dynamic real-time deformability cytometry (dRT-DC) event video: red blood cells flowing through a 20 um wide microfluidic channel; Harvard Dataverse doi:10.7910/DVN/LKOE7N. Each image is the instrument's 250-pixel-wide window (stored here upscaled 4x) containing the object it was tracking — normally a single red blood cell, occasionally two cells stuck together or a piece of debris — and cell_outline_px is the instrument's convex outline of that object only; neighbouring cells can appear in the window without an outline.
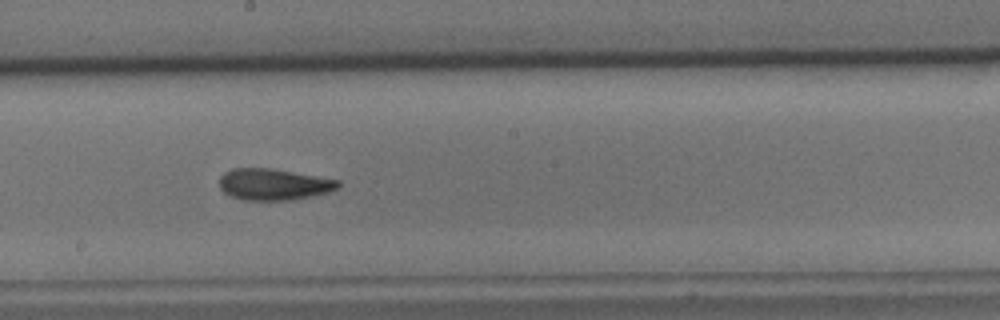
{"species": "common noctule bat (a hibernating species)", "species_latin": "Nyctalus noctula", "temperature_condition": "cold", "stored_images_in_passage": 19, "camera_frame_rate_fps": 3000, "um_per_image_px": 0.085, "animal": {"sex": "male", "body_mass_g": 15.6}, "frame": {"image": 1, "passage_image": 16, "time_ms": 5.0, "image_size_px": [1000, 320], "cell_outline_px": [[340, 188], [328, 192], [292, 200], [244, 200], [232, 196], [224, 192], [220, 188], [220, 176], [224, 172], [232, 168], [272, 168], [340, 180]], "centroid_in_image_um": [23.27, 15.66], "position_along_channel_um": 224.9, "area_um2": 21.79}}